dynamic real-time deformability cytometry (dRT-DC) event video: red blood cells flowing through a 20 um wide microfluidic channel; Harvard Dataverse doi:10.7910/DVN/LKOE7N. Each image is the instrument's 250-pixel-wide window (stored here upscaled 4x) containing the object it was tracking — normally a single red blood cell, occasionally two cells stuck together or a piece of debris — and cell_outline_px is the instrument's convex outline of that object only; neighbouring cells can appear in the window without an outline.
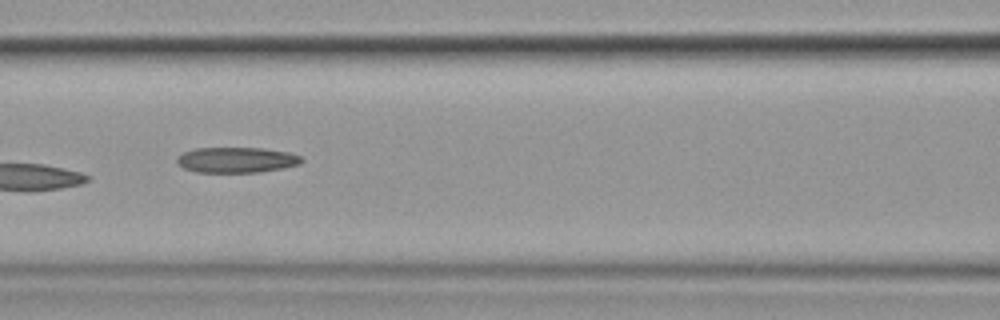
{"species": "common noctule bat (a hibernating species)", "species_latin": "Nyctalus noctula", "temperature_condition": "cold", "stored_images_in_passage": 9, "segment_of_instrument_passage": [1, 2], "camera_frame_rate_fps": 3000, "um_per_image_px": 0.085, "animal": {"sex": "female", "body_mass_g": 19.9}, "frame": {"image": 1, "passage_image": 8, "time_ms": 8.0, "image_size_px": [1000, 320], "cell_outline_px": [[304, 160], [300, 164], [260, 172], [196, 172], [184, 168], [176, 164], [176, 156], [184, 152], [196, 148], [264, 148], [288, 152], [300, 156]], "centroid_in_image_um": [20.07, 13.59], "position_along_channel_um": 146.5, "area_um2": 18.55}}